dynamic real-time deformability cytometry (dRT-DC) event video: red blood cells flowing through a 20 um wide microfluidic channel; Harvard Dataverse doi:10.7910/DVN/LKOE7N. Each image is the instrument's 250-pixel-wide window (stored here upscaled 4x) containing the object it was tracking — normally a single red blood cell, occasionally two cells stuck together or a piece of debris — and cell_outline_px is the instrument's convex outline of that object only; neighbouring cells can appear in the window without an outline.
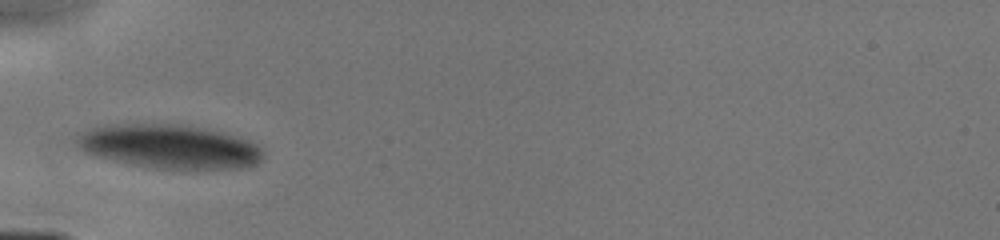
{"species": "human", "species_latin": "Homo sapiens", "temperature_condition": "cold", "stored_images_in_passage": 27, "camera_frame_rate_fps": 3000, "um_per_image_px": 0.085, "donor": {"sex": "male"}, "frame": {"image": 1, "passage_image": 1, "time_ms": 0.0, "image_size_px": [1000, 240], "cell_outline_px": [[264, 156], [256, 164], [244, 168], [156, 168], [132, 164], [112, 160], [96, 156], [84, 152], [80, 148], [80, 132], [92, 128], [108, 124], [184, 124], [224, 132], [248, 140], [264, 148]], "centroid_in_image_um": [14.46, 12.44], "position_along_channel_um": 70.5, "area_um2": 47.45}}
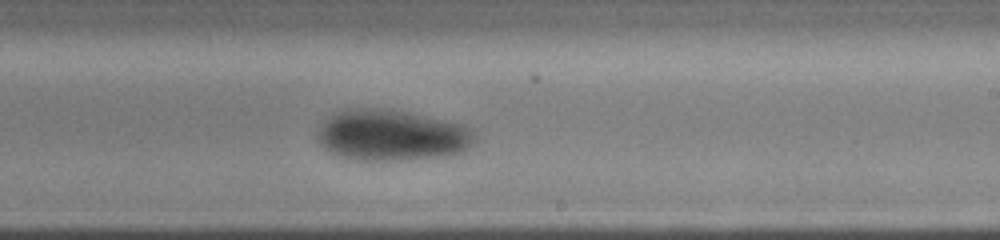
{"frame": {"image": 2, "passage_image": 15, "time_ms": 4.333, "image_size_px": [1000, 240], "cell_outline_px": [[476, 144], [464, 152], [444, 156], [400, 160], [356, 160], [340, 156], [332, 152], [320, 144], [316, 136], [320, 124], [328, 116], [340, 108], [380, 108], [404, 112], [464, 124], [472, 128], [476, 132]], "centroid_in_image_um": [33.32, 11.49], "position_along_channel_um": 255.7, "area_um2": 47.34}}
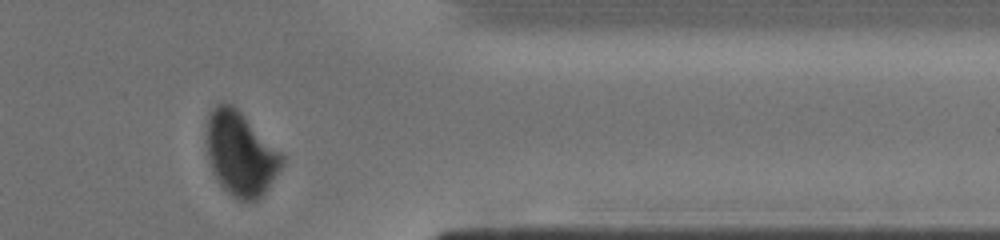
{"frame": {"image": 3, "passage_image": 24, "time_ms": 7.667, "image_size_px": [1000, 240], "cell_outline_px": [[284, 164], [264, 192], [256, 200], [240, 200], [232, 196], [216, 180], [212, 172], [208, 160], [208, 116], [212, 108], [216, 104], [232, 104], [284, 156]], "centroid_in_image_um": [20.44, 13.09], "position_along_channel_um": 391.0, "area_um2": 36.07}}